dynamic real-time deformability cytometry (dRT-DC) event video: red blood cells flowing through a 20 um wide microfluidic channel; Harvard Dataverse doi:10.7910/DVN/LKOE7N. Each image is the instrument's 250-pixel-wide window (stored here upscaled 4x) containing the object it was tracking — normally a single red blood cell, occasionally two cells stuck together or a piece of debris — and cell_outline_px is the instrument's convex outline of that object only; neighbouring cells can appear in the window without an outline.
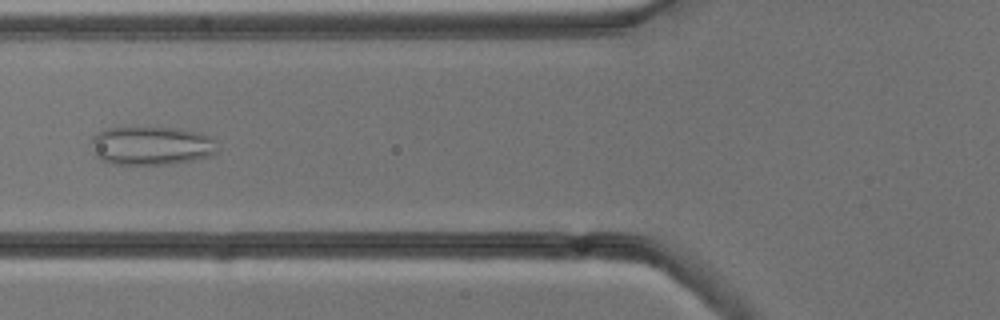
{"species": "common noctule bat (a hibernating species)", "species_latin": "Nyctalus noctula", "temperature_condition": "cold", "stored_images_in_passage": 54, "camera_frame_rate_fps": 3000, "um_per_image_px": 0.085, "animal": {"sex": "male", "body_mass_g": 13.3}, "frame": {"image": 1, "passage_image": 21, "time_ms": 6.667, "image_size_px": [1000, 320], "cell_outline_px": [[216, 152], [208, 156], [192, 160], [172, 164], [112, 164], [100, 160], [92, 156], [88, 144], [92, 136], [96, 132], [104, 128], [124, 124], [176, 128], [196, 132], [212, 136], [216, 140]], "centroid_in_image_um": [12.72, 12.33], "position_along_channel_um": 113.1, "area_um2": 29.94}}
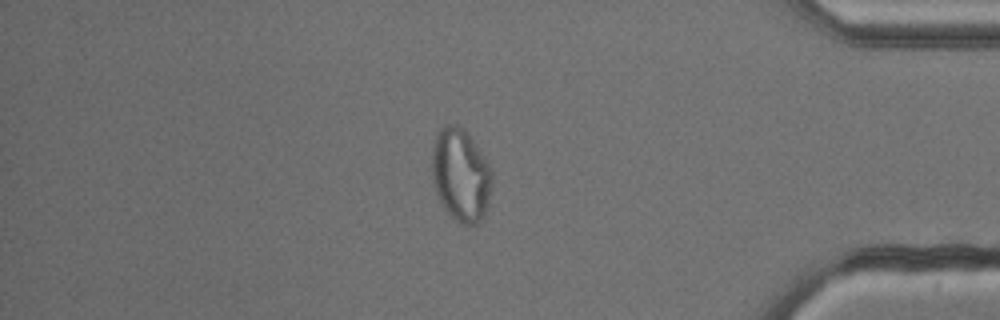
{"frame": {"image": 2, "passage_image": 46, "time_ms": 15.0, "image_size_px": [1000, 320], "cell_outline_px": [[492, 176], [488, 208], [480, 220], [476, 224], [460, 224], [452, 220], [440, 204], [432, 180], [432, 144], [440, 128], [444, 124], [456, 124], [464, 128], [476, 144], [488, 164], [492, 172]], "centroid_in_image_um": [39.14, 14.89], "position_along_channel_um": 396.1, "area_um2": 33.0}}
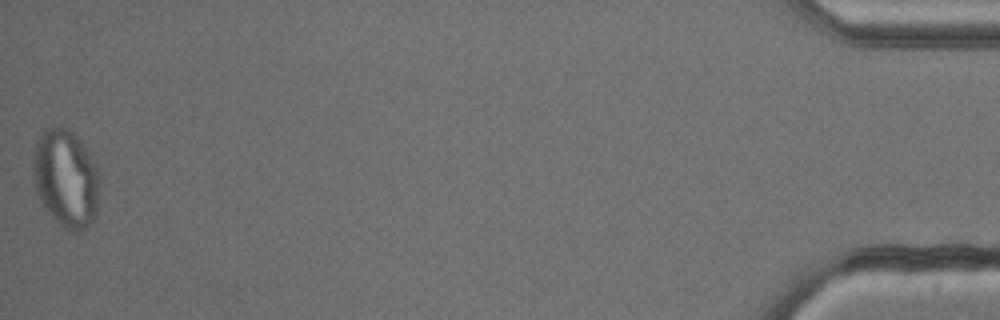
{"frame": {"image": 3, "passage_image": 54, "time_ms": 17.667, "image_size_px": [1000, 320], "cell_outline_px": [[100, 184], [96, 216], [84, 228], [76, 232], [72, 232], [64, 228], [44, 208], [36, 192], [32, 176], [32, 160], [36, 140], [40, 132], [48, 128], [68, 128], [76, 132], [84, 144], [96, 164]], "centroid_in_image_um": [5.59, 15.13], "position_along_channel_um": 429.6, "area_um2": 38.55}}